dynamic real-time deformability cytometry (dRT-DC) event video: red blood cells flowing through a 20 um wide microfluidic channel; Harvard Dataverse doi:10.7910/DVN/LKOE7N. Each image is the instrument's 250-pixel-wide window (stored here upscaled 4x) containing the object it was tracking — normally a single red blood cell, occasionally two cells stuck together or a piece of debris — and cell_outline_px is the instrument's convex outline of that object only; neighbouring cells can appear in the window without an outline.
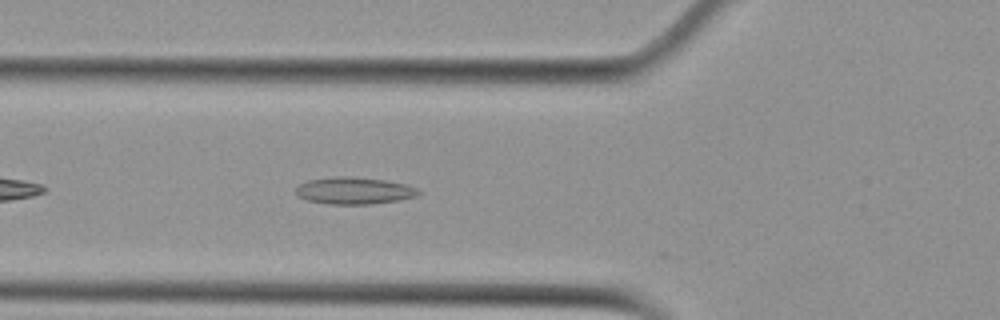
{"species": "Egyptian fruit bat (a non-hibernating species)", "species_latin": "Rousettus aegyptiacus", "temperature_condition": "cold", "stored_images_in_passage": 40, "camera_frame_rate_fps": 3000, "um_per_image_px": 0.085, "animal": {"sex": "female"}, "frame": {"image": 1, "passage_image": 6, "time_ms": 1.667, "image_size_px": [1000, 320], "cell_outline_px": [[420, 192], [416, 196], [400, 200], [372, 204], [328, 204], [304, 200], [296, 196], [296, 188], [300, 184], [308, 180], [332, 176], [348, 176], [384, 180], [404, 184], [416, 188]], "centroid_in_image_um": [30.04, 16.21], "position_along_channel_um": 95.8, "area_um2": 19.36}}
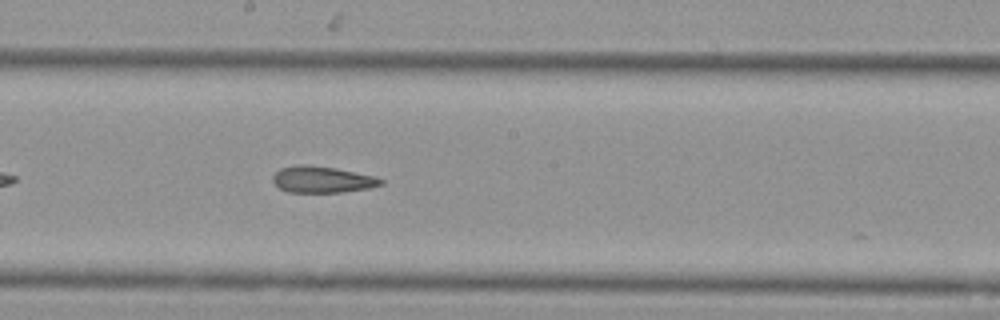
{"frame": {"image": 2, "passage_image": 16, "time_ms": 5.0, "image_size_px": [1000, 320], "cell_outline_px": [[384, 184], [368, 188], [340, 192], [288, 192], [280, 188], [272, 180], [272, 176], [280, 168], [296, 164], [300, 164], [336, 168], [376, 176], [384, 180]], "centroid_in_image_um": [27.39, 15.25], "position_along_channel_um": 220.8, "area_um2": 16.65}}
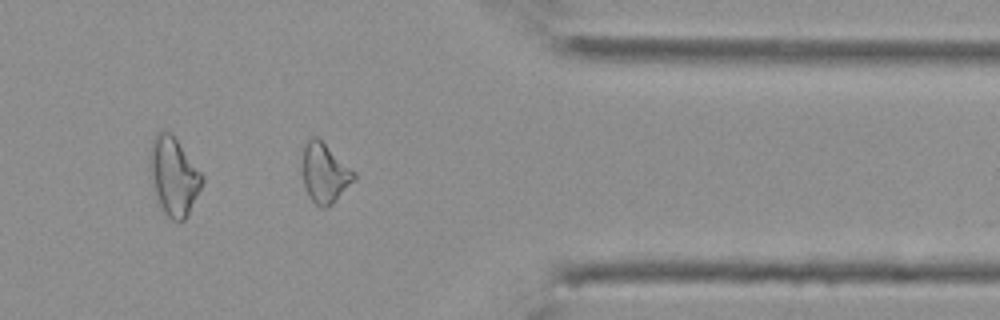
{"frame": {"image": 3, "passage_image": 30, "time_ms": 9.667, "image_size_px": [1000, 320], "cell_outline_px": [[356, 180], [332, 204], [324, 208], [320, 208], [308, 196], [304, 184], [304, 144], [312, 136], [316, 136], [356, 172]], "centroid_in_image_um": [27.64, 14.74], "position_along_channel_um": 383.8, "area_um2": 17.69}, "authors_computed_cell_mechanics": {"area_um2": 17.6001, "velocity_mm_per_s": 3.7493, "shape_relaxation_time_tau1_ms": null, "shape_relaxation_time_tau2_ms": 7.3812, "deformation_change_tau1": null, "deformation_change_tau2": 0.1941}}